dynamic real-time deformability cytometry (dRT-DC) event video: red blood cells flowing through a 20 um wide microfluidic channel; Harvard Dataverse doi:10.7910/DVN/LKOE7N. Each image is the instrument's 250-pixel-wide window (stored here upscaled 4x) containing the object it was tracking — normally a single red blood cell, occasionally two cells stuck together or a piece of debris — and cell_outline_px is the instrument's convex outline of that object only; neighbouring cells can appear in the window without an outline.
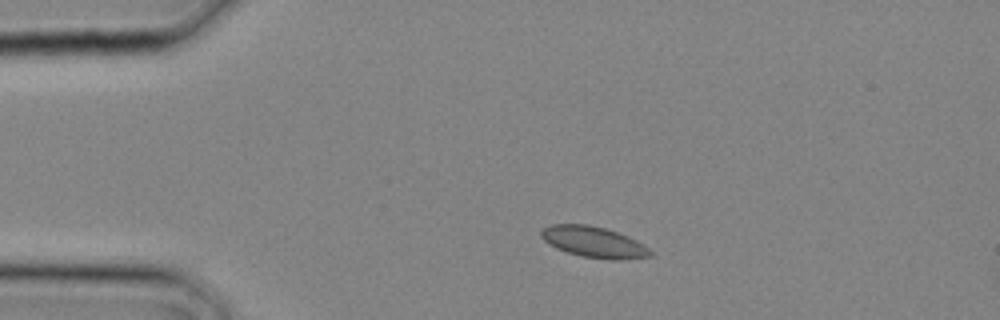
{"species": "common noctule bat (a hibernating species)", "species_latin": "Nyctalus noctula", "temperature_condition": "cold", "stored_images_in_passage": 2, "segment_of_instrument_passage": [1, 2], "camera_frame_rate_fps": 3000, "um_per_image_px": 0.085, "animal": {"sex": "male", "body_mass_g": 20.4}, "frame": {"image": 1, "passage_image": 1, "time_ms": 0.0, "image_size_px": [1000, 320], "cell_outline_px": [[652, 256], [620, 260], [612, 260], [580, 256], [556, 248], [544, 240], [540, 236], [540, 232], [544, 228], [552, 224], [588, 224], [604, 228], [628, 236], [644, 244], [652, 252]], "centroid_in_image_um": [50.48, 20.58], "position_along_channel_um": 34.5, "area_um2": 19.65}}